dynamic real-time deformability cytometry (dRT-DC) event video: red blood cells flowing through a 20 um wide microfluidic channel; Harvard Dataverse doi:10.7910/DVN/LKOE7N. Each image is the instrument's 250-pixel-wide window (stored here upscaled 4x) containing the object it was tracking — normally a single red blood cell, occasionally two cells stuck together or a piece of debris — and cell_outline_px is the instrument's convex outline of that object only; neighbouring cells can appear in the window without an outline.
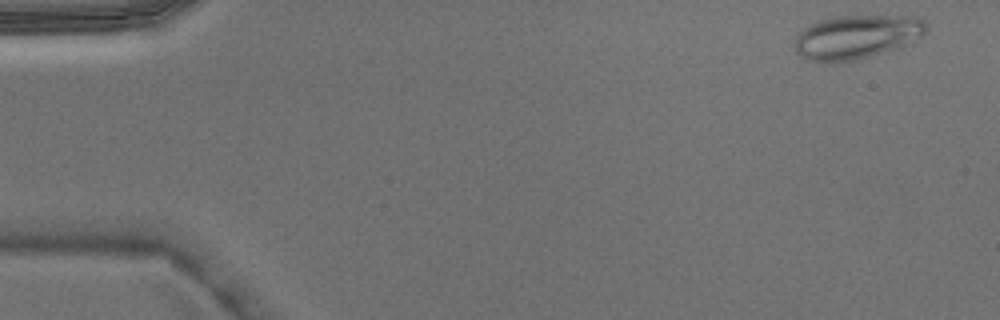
{"species": "Egyptian fruit bat (a non-hibernating species)", "species_latin": "Rousettus aegyptiacus", "temperature_condition": "warm", "stored_images_in_passage": 4, "camera_frame_rate_fps": 3000, "um_per_image_px": 0.085, "animal": {"sex": "male"}, "frame": {"image": 1, "passage_image": 1, "time_ms": 0.0, "image_size_px": [1000, 320], "cell_outline_px": [[928, 32], [900, 48], [888, 52], [836, 64], [828, 64], [808, 60], [800, 56], [792, 48], [796, 36], [808, 24], [832, 16], [916, 16], [924, 20], [928, 24]], "centroid_in_image_um": [72.79, 3.16], "position_along_channel_um": 12.2, "area_um2": 34.56}}